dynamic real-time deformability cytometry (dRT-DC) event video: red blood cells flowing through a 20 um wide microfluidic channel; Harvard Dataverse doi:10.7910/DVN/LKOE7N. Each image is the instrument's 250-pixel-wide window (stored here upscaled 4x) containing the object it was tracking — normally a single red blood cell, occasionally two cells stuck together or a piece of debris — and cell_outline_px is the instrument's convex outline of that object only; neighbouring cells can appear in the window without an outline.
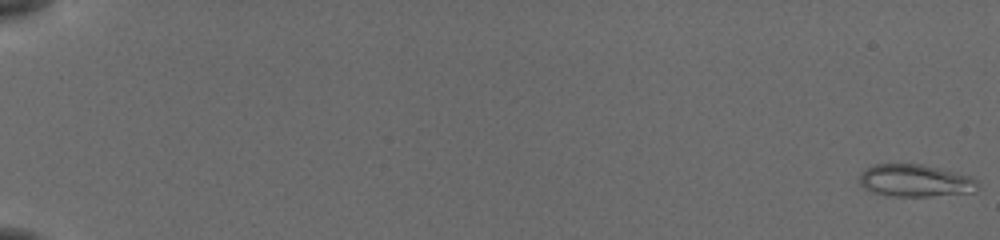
{"species": "common noctule bat (a hibernating species)", "species_latin": "Nyctalus noctula", "temperature_condition": "cold", "stored_images_in_passage": 55, "camera_frame_rate_fps": 3000, "um_per_image_px": 0.085, "animal": {"sex": "female", "body_mass_g": 19.5, "forearm_length_mm": 54.1}, "frame": {"image": 1, "passage_image": 1, "time_ms": 0.0, "image_size_px": [1000, 240], "cell_outline_px": [[976, 192], [928, 196], [892, 196], [872, 192], [864, 188], [860, 184], [860, 172], [876, 164], [920, 164], [940, 168], [972, 176], [976, 180]], "centroid_in_image_um": [77.79, 15.35], "position_along_channel_um": 7.2, "area_um2": 22.2}}
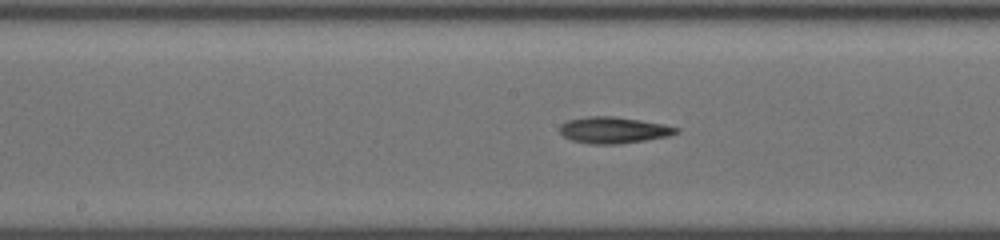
{"frame": {"image": 2, "passage_image": 32, "time_ms": 10.333, "image_size_px": [1000, 240], "cell_outline_px": [[680, 132], [668, 136], [620, 144], [592, 144], [572, 140], [564, 136], [560, 132], [560, 124], [568, 120], [588, 116], [612, 116], [640, 120], [664, 124], [680, 128]], "centroid_in_image_um": [52.17, 11.05], "position_along_channel_um": 196.0, "area_um2": 17.86}}
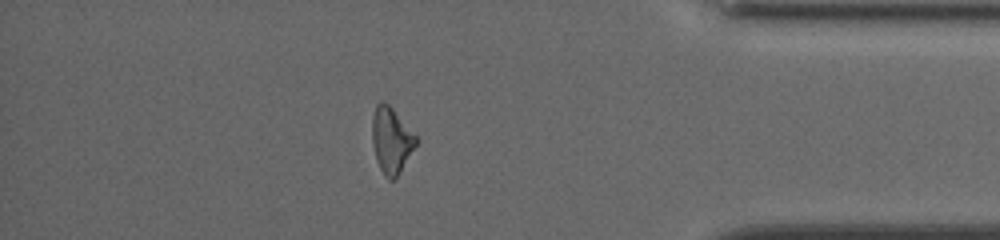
{"frame": {"image": 3, "passage_image": 49, "time_ms": 16.0, "image_size_px": [1000, 240], "cell_outline_px": [[420, 140], [396, 180], [388, 180], [384, 176], [376, 160], [372, 144], [372, 116], [376, 104], [380, 100], [384, 100], [392, 108]], "centroid_in_image_um": [33.27, 11.95], "position_along_channel_um": 401.9, "area_um2": 17.28}, "authors_computed_cell_mechanics": {"area_um2": 17.8024, "velocity_mm_per_s": 3.842, "shape_relaxation_time_tau1_ms": 4.8632, "shape_relaxation_time_tau2_ms": null, "deformation_change_tau1": 0.1469, "deformation_change_tau2": null}}